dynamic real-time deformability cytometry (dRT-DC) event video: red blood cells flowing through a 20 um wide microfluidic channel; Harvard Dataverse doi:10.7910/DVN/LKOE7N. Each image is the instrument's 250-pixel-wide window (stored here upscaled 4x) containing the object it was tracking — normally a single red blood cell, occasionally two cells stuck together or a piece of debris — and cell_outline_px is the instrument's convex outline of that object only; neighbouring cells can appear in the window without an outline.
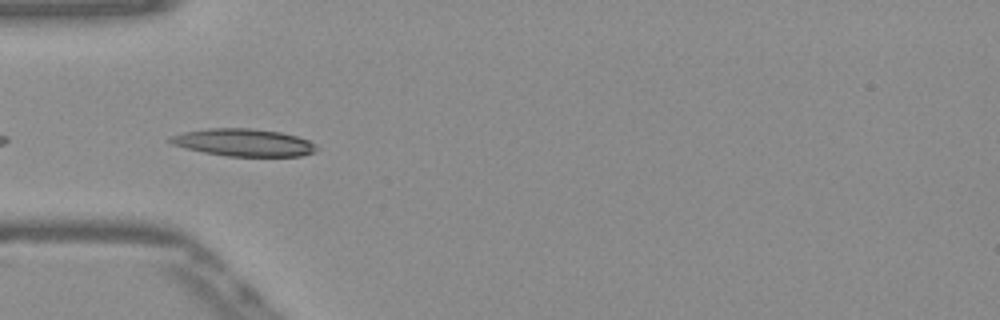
{"species": "Egyptian fruit bat (a non-hibernating species)", "species_latin": "Rousettus aegyptiacus", "temperature_condition": "warm", "stored_images_in_passage": 39, "camera_frame_rate_fps": 3000, "um_per_image_px": 0.085, "frame": {"image": 1, "passage_image": 3, "time_ms": 0.667, "image_size_px": [1000, 320], "cell_outline_px": [[320, 148], [316, 152], [300, 156], [228, 156], [204, 152], [172, 144], [168, 140], [168, 136], [184, 132], [208, 128], [248, 128], [280, 132], [296, 136], [308, 140]], "centroid_in_image_um": [20.72, 12.11], "position_along_channel_um": 64.3, "area_um2": 23.29}}
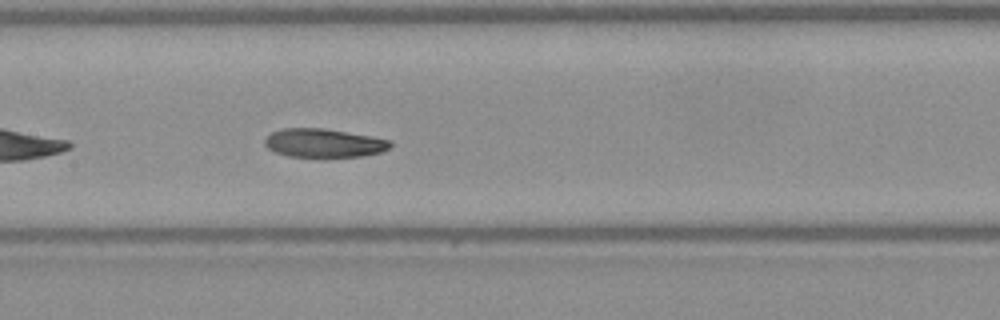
{"frame": {"image": 2, "passage_image": 12, "time_ms": 3.667, "image_size_px": [1000, 320], "cell_outline_px": [[392, 144], [388, 148], [380, 152], [360, 156], [288, 156], [276, 152], [268, 148], [264, 144], [264, 140], [272, 132], [280, 128], [324, 128], [392, 140]], "centroid_in_image_um": [27.5, 12.14], "position_along_channel_um": 179.9, "area_um2": 20.63}}
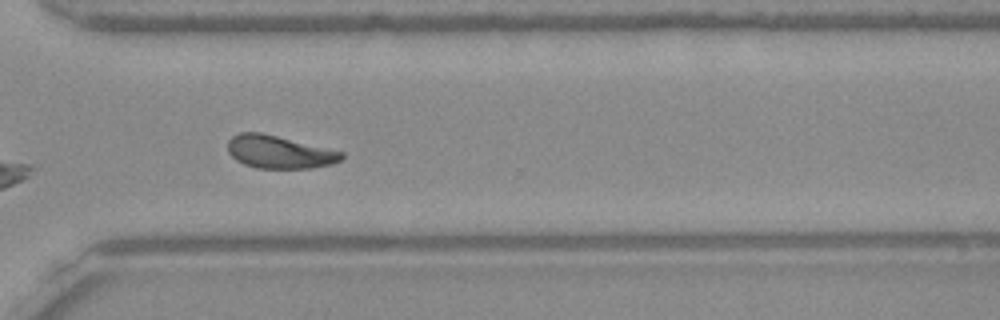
{"frame": {"image": 3, "passage_image": 25, "time_ms": 8.0, "image_size_px": [1000, 320], "cell_outline_px": [[344, 156], [340, 160], [332, 164], [312, 168], [256, 168], [244, 164], [236, 160], [228, 152], [228, 140], [232, 136], [240, 132], [260, 132], [344, 152]], "centroid_in_image_um": [23.72, 12.92], "position_along_channel_um": 346.9, "area_um2": 21.68}, "authors_computed_cell_mechanics": {"area_um2": 21.675, "velocity_mm_per_s": 3.8613, "shape_relaxation_time_tau1_ms": 4.4913, "shape_relaxation_time_tau2_ms": 2.3289, "deformation_change_tau1": 0.1627, "deformation_change_tau2": 0.0912}}